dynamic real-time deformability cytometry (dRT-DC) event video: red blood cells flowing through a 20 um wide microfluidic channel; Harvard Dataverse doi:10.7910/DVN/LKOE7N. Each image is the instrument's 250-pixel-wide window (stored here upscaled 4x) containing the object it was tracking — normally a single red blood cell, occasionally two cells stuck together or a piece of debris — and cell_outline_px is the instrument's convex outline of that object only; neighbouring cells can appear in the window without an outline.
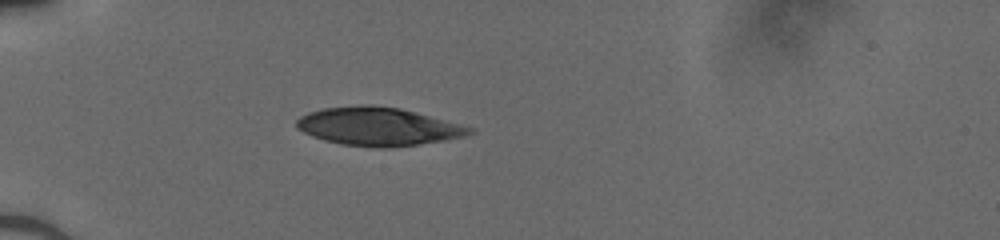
{"species": "human", "species_latin": "Homo sapiens", "temperature_condition": "cold", "stored_images_in_passage": 35, "camera_frame_rate_fps": 3000, "um_per_image_px": 0.085, "donor": {"sex": "male"}, "frame": {"image": 1, "passage_image": 1, "time_ms": 0.0, "image_size_px": [1000, 240], "cell_outline_px": [[472, 132], [464, 136], [444, 140], [420, 144], [388, 148], [384, 148], [340, 144], [324, 140], [312, 136], [296, 128], [296, 120], [300, 116], [308, 112], [324, 108], [360, 104], [372, 104], [400, 108], [416, 112], [472, 128]], "centroid_in_image_um": [32.07, 10.74], "position_along_channel_um": 52.9, "area_um2": 38.38}}
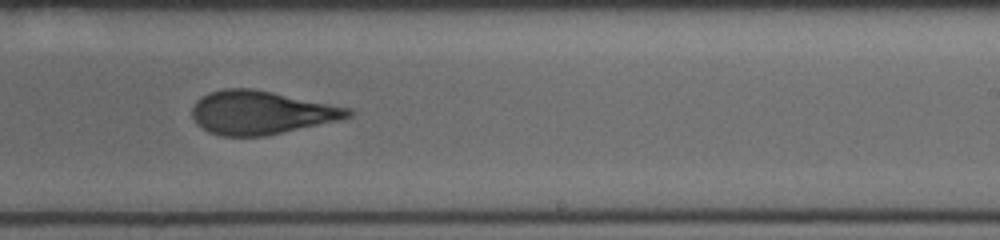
{"frame": {"image": 2, "passage_image": 18, "time_ms": 5.667, "image_size_px": [1000, 240], "cell_outline_px": [[356, 112], [352, 116], [340, 120], [264, 136], [220, 136], [208, 132], [196, 124], [192, 116], [192, 108], [196, 100], [200, 96], [208, 92], [224, 88], [252, 88], [352, 108]], "centroid_in_image_um": [22.18, 9.56], "position_along_channel_um": 266.8, "area_um2": 39.77}}
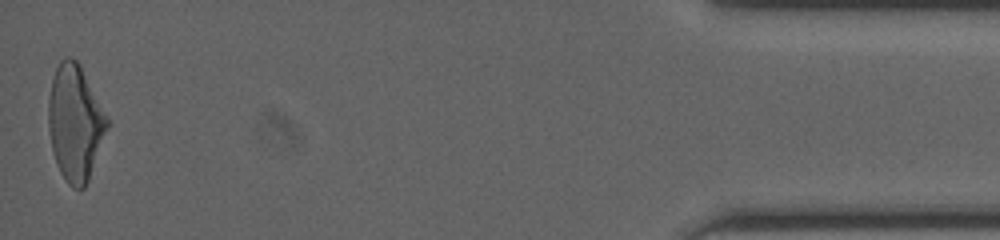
{"frame": {"image": 3, "passage_image": 35, "time_ms": 11.333, "image_size_px": [1000, 240], "cell_outline_px": [[112, 124], [88, 180], [84, 188], [72, 188], [64, 180], [56, 164], [52, 148], [48, 128], [48, 100], [52, 80], [56, 68], [60, 60], [68, 56], [76, 60], [80, 64]], "centroid_in_image_um": [6.42, 10.45], "position_along_channel_um": 428.8, "area_um2": 40.23}}